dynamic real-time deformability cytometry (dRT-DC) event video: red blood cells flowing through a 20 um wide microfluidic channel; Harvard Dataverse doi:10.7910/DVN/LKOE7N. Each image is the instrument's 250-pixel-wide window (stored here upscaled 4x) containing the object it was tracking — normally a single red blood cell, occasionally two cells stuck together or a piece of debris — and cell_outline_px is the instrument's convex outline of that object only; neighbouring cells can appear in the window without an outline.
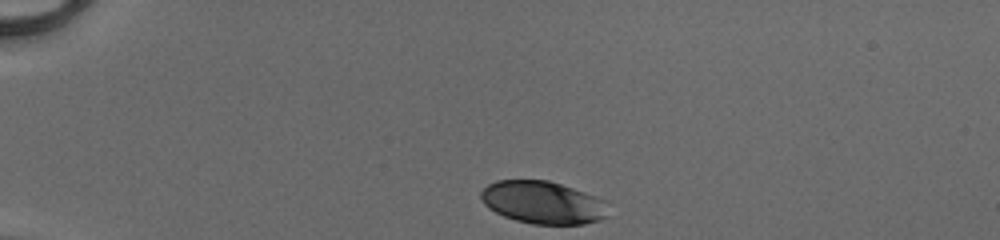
{"species": "human", "species_latin": "Homo sapiens", "temperature_condition": "cold", "stored_images_in_passage": 33, "camera_frame_rate_fps": 3000, "um_per_image_px": 0.085, "donor": {"sex": "male"}, "frame": {"image": 1, "passage_image": 1, "time_ms": 0.0, "image_size_px": [1000, 240], "cell_outline_px": [[604, 216], [600, 220], [584, 224], [532, 224], [516, 220], [504, 216], [488, 208], [484, 204], [480, 196], [480, 192], [488, 184], [496, 180], [548, 180], [596, 196], [604, 200]], "centroid_in_image_um": [46.08, 17.2], "position_along_channel_um": 38.9, "area_um2": 31.27}}
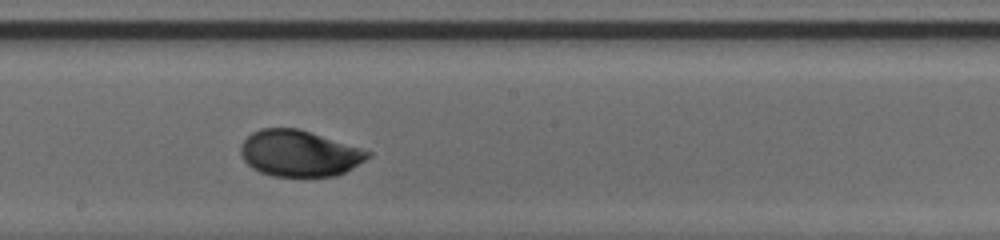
{"frame": {"image": 2, "passage_image": 19, "time_ms": 6.0, "image_size_px": [1000, 240], "cell_outline_px": [[372, 156], [352, 168], [336, 176], [272, 176], [260, 172], [252, 168], [244, 160], [240, 152], [240, 144], [252, 132], [260, 128], [296, 128], [360, 148], [372, 152]], "centroid_in_image_um": [25.41, 13.04], "position_along_channel_um": 222.8, "area_um2": 33.99}}
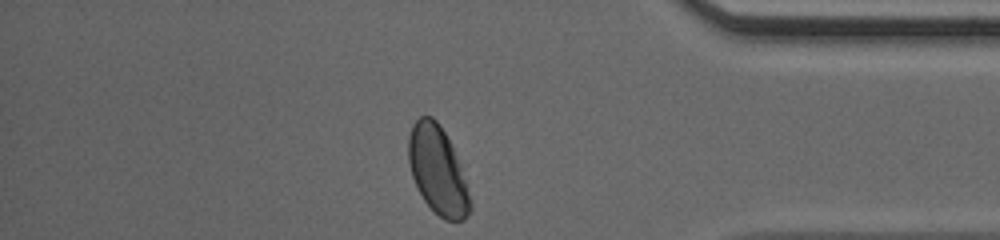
{"frame": {"image": 3, "passage_image": 33, "time_ms": 10.667, "image_size_px": [1000, 240], "cell_outline_px": [[472, 208], [468, 216], [464, 220], [444, 220], [424, 200], [412, 176], [408, 160], [408, 136], [412, 124], [420, 116], [432, 116], [436, 120], [444, 132], [452, 148], [460, 168], [472, 200]], "centroid_in_image_um": [37.19, 14.48], "position_along_channel_um": 398.0, "area_um2": 31.1}, "authors_computed_cell_mechanics": {"area_um2": 33.6396, "velocity_mm_per_s": 4.1264, "shape_relaxation_time_tau1_ms": 2.8169, "shape_relaxation_time_tau2_ms": null, "deformation_change_tau1": 0.1169, "deformation_change_tau2": null}}